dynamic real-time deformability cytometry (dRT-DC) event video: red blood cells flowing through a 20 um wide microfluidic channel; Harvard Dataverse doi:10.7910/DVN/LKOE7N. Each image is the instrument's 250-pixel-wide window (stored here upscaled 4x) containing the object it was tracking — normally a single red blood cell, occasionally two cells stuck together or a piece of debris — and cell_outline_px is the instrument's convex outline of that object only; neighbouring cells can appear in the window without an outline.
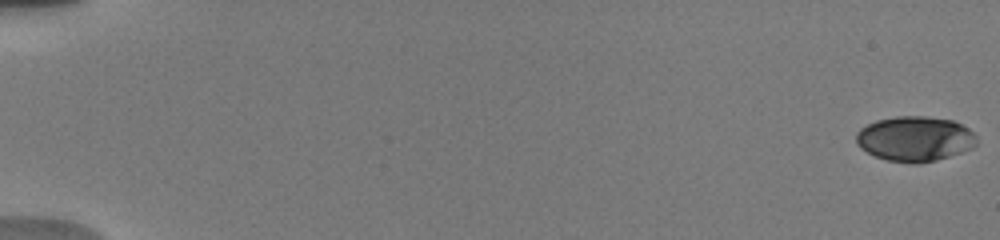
{"species": "human", "species_latin": "Homo sapiens", "temperature_condition": "warm", "stored_images_in_passage": 94, "camera_frame_rate_fps": 3000, "um_per_image_px": 0.085, "donor": {"sex": "male"}, "frame": {"image": 1, "passage_image": 1, "time_ms": 0.0, "image_size_px": [1000, 240], "cell_outline_px": [[976, 144], [972, 148], [936, 160], [916, 164], [912, 164], [888, 160], [876, 156], [860, 148], [856, 144], [856, 132], [860, 128], [876, 120], [896, 116], [928, 116], [952, 120], [968, 128], [976, 136]], "centroid_in_image_um": [77.74, 11.79], "position_along_channel_um": 7.3, "area_um2": 31.62}}
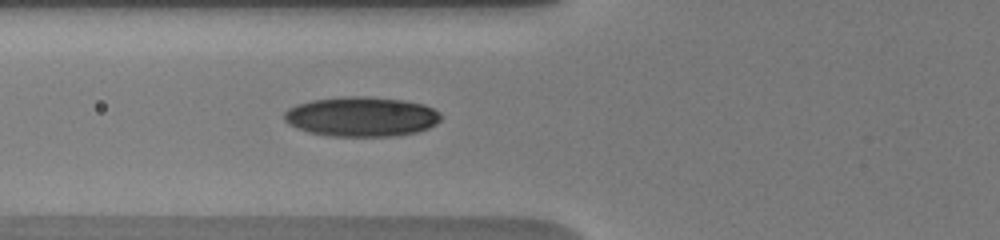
{"frame": {"image": 2, "passage_image": 39, "time_ms": 7.333, "image_size_px": [1000, 240], "cell_outline_px": [[444, 116], [436, 124], [428, 128], [416, 132], [396, 136], [332, 136], [308, 132], [296, 128], [288, 124], [284, 120], [284, 112], [288, 108], [296, 104], [312, 100], [340, 96], [368, 96], [404, 100], [424, 104], [440, 112]], "centroid_in_image_um": [30.72, 9.9], "position_along_channel_um": 95.1, "area_um2": 36.7}}
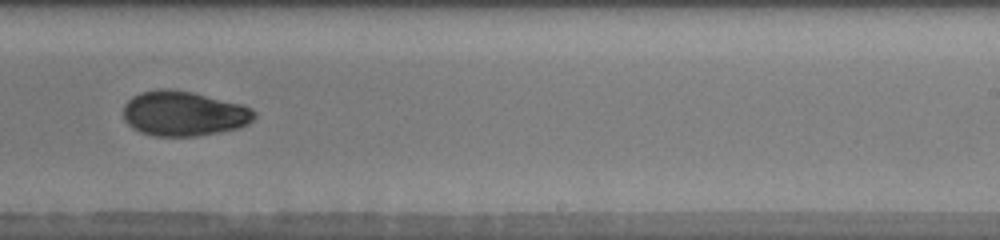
{"frame": {"image": 3, "passage_image": 63, "time_ms": 12.0, "image_size_px": [1000, 240], "cell_outline_px": [[256, 116], [248, 124], [240, 128], [220, 132], [196, 136], [152, 136], [140, 132], [132, 128], [124, 120], [124, 104], [132, 96], [140, 92], [156, 88], [168, 88], [192, 92], [240, 104], [252, 108], [256, 112]], "centroid_in_image_um": [15.6, 9.65], "position_along_channel_um": 273.4, "area_um2": 34.56}, "authors_computed_cell_mechanics": {"area_um2": 33.1772, "velocity_mm_per_s": 3.8162, "shape_relaxation_time_tau1_ms": 6.7677, "shape_relaxation_time_tau2_ms": 4.8127, "deformation_change_tau1": 0.1749, "deformation_change_tau2": 0.0814}}